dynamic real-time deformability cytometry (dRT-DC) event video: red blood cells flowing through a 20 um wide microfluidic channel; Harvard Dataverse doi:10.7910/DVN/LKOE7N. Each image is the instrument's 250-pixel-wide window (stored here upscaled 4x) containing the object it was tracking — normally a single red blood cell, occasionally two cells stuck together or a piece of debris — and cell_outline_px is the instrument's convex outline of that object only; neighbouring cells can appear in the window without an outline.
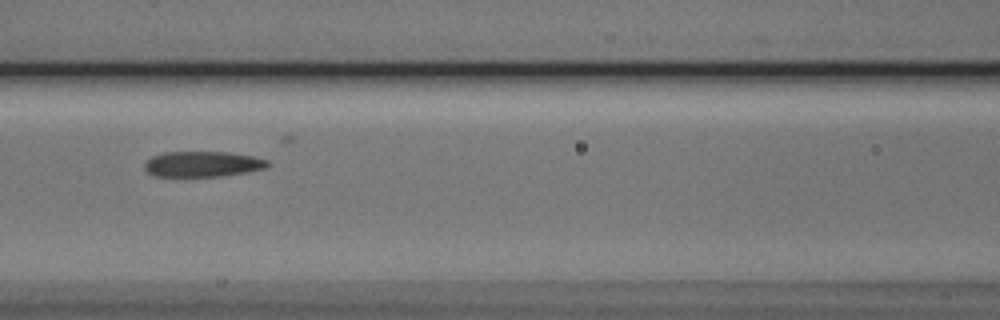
{"species": "Egyptian fruit bat (a non-hibernating species)", "species_latin": "Rousettus aegyptiacus", "temperature_condition": "cold", "stored_images_in_passage": 13, "camera_frame_rate_fps": 3000, "um_per_image_px": 0.085, "animal": {"sex": "male"}, "frame": {"image": 1, "passage_image": 6, "time_ms": 6.333, "image_size_px": [1000, 320], "cell_outline_px": [[272, 164], [268, 168], [248, 172], [220, 176], [156, 176], [148, 172], [144, 168], [144, 164], [152, 156], [164, 152], [228, 152], [252, 156], [268, 160]], "centroid_in_image_um": [17.28, 13.94], "position_along_channel_um": 149.3, "area_um2": 18.38}}
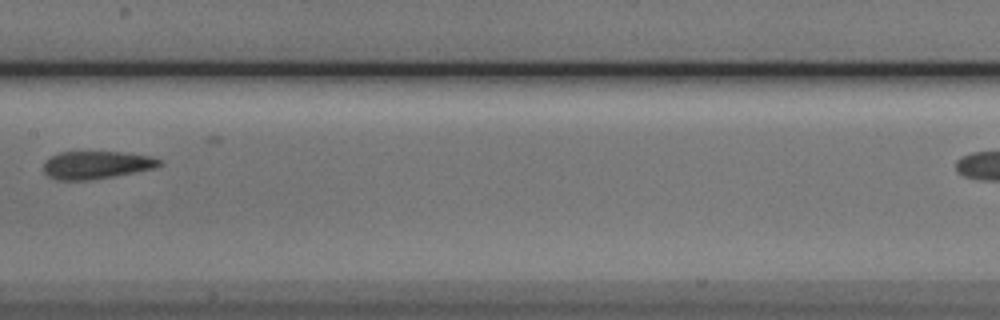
{"frame": {"image": 2, "passage_image": 7, "time_ms": 7.667, "image_size_px": [1000, 320], "cell_outline_px": [[164, 164], [152, 168], [112, 176], [88, 180], [56, 180], [48, 176], [44, 172], [44, 160], [60, 152], [120, 152], [152, 156], [160, 160]], "centroid_in_image_um": [8.16, 14.01], "position_along_channel_um": 199.2, "area_um2": 18.55}}
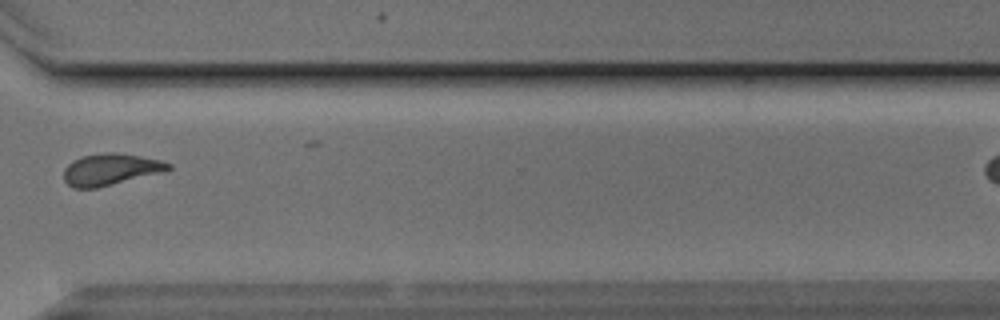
{"frame": {"image": 3, "passage_image": 11, "time_ms": 12.0, "image_size_px": [1000, 320], "cell_outline_px": [[172, 168], [160, 172], [96, 188], [72, 188], [64, 180], [64, 168], [72, 160], [80, 156], [108, 152], [116, 152], [140, 156], [160, 160], [172, 164]], "centroid_in_image_um": [9.34, 14.39], "position_along_channel_um": 361.3, "area_um2": 19.07}}